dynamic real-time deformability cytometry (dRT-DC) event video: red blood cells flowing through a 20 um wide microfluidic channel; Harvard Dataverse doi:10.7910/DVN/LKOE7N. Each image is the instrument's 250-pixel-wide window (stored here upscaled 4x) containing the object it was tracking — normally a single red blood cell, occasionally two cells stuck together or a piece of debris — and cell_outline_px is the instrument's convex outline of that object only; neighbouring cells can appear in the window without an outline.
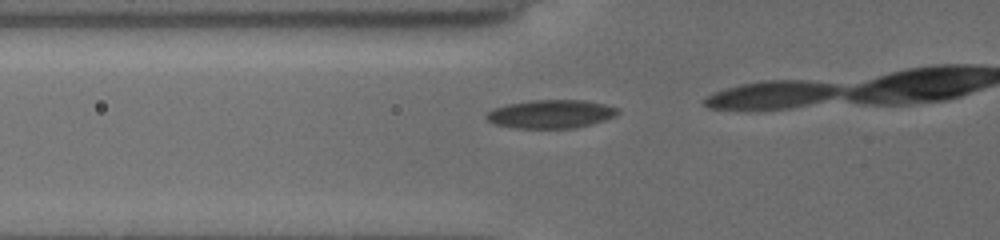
{"species": "common noctule bat (a hibernating species)", "species_latin": "Nyctalus noctula", "temperature_condition": "cold", "stored_images_in_passage": 14, "camera_frame_rate_fps": 3000, "um_per_image_px": 0.085, "animal": {"sex": "female", "body_mass_g": 19.5, "forearm_length_mm": 54.1}, "frame": {"image": 1, "passage_image": 9, "time_ms": 2.667, "image_size_px": [1000, 240], "cell_outline_px": [[616, 112], [612, 116], [604, 120], [576, 128], [516, 128], [496, 124], [488, 120], [484, 116], [488, 112], [496, 108], [508, 104], [532, 100], [584, 100], [604, 104], [616, 108]], "centroid_in_image_um": [46.78, 9.69], "position_along_channel_um": 79.0, "area_um2": 21.33}}
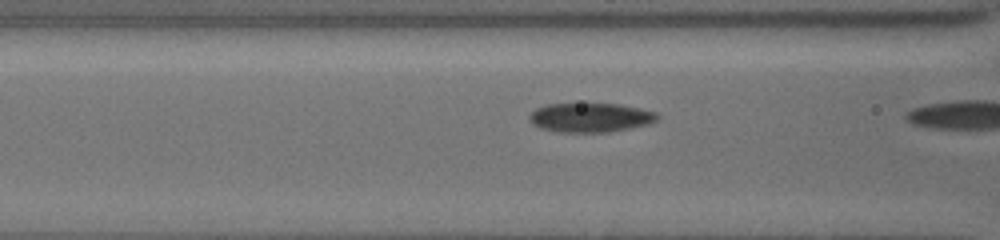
{"frame": {"image": 2, "passage_image": 12, "time_ms": 3.667, "image_size_px": [1000, 240], "cell_outline_px": [[656, 116], [652, 120], [644, 124], [608, 132], [556, 132], [540, 128], [528, 116], [536, 108], [548, 104], [616, 104], [636, 108], [652, 112]], "centroid_in_image_um": [50.05, 9.99], "position_along_channel_um": 116.5, "area_um2": 20.87}}